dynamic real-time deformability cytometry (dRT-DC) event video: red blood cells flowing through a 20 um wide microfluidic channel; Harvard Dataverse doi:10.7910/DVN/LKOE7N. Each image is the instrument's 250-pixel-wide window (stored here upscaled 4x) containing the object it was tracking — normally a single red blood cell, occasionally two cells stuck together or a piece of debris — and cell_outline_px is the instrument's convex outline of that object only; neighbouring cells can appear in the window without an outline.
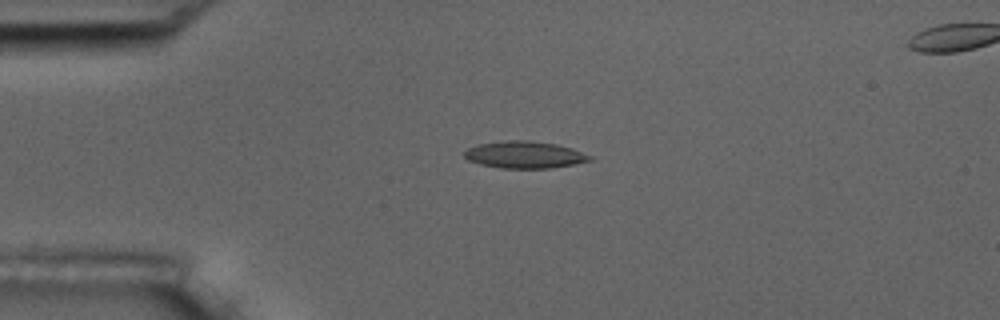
{"species": "common noctule bat (a hibernating species)", "species_latin": "Nyctalus noctula", "temperature_condition": "room temperature", "stored_images_in_passage": 5, "segment_of_instrument_passage": [1, 2], "camera_frame_rate_fps": 3000, "um_per_image_px": 0.085, "animal": {"sex": "male", "body_mass_g": 17.5, "forearm_length_mm": 52.3}, "frame": {"image": 1, "passage_image": 3, "time_ms": 2.333, "image_size_px": [1000, 320], "cell_outline_px": [[592, 160], [572, 164], [548, 168], [500, 168], [480, 164], [468, 160], [464, 156], [464, 152], [468, 148], [476, 144], [508, 140], [528, 140], [556, 144], [572, 148], [592, 156]], "centroid_in_image_um": [44.56, 13.14], "position_along_channel_um": 40.4, "area_um2": 19.65}}